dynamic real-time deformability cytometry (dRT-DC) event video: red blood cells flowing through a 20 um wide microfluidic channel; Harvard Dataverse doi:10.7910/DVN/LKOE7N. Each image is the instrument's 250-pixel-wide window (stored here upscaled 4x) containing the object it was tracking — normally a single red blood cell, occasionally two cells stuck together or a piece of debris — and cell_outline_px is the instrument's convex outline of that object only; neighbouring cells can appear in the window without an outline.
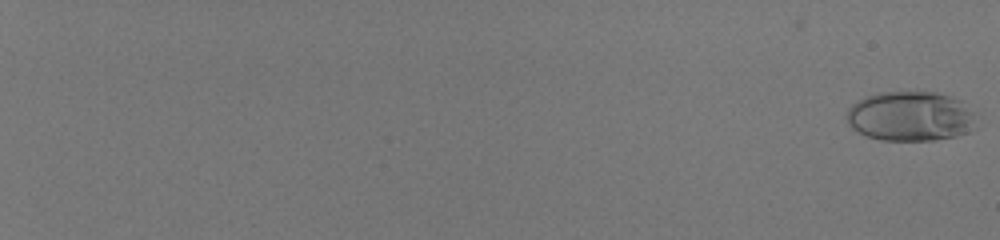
{"species": "human", "species_latin": "Homo sapiens", "temperature_condition": "room temperature", "stored_images_in_passage": 58, "camera_frame_rate_fps": 3000, "um_per_image_px": 0.085, "donor": {"sex": "male"}, "frame": {"image": 1, "passage_image": 1, "time_ms": 0.0, "image_size_px": [1000, 240], "cell_outline_px": [[976, 128], [968, 132], [956, 136], [936, 140], [880, 140], [856, 132], [848, 124], [848, 108], [852, 104], [864, 96], [880, 92], [936, 92], [952, 96], [960, 100], [972, 112]], "centroid_in_image_um": [77.38, 9.88], "position_along_channel_um": 7.6, "area_um2": 37.69}}
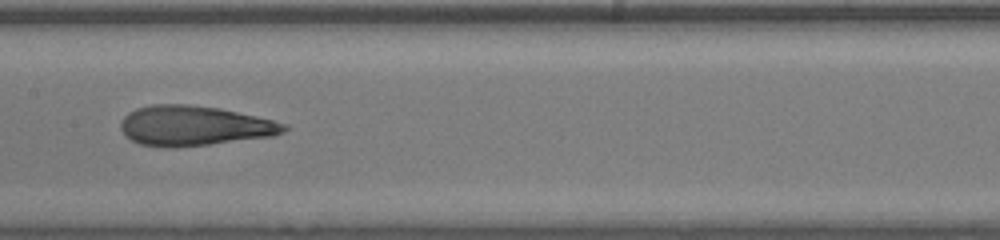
{"frame": {"image": 2, "passage_image": 37, "time_ms": 12.0, "image_size_px": [1000, 240], "cell_outline_px": [[288, 128], [284, 132], [276, 136], [176, 148], [168, 148], [140, 144], [124, 136], [120, 128], [120, 120], [128, 112], [136, 108], [152, 104], [188, 104], [220, 108], [256, 116], [288, 124]], "centroid_in_image_um": [16.49, 10.69], "position_along_channel_um": 190.9, "area_um2": 38.44}}
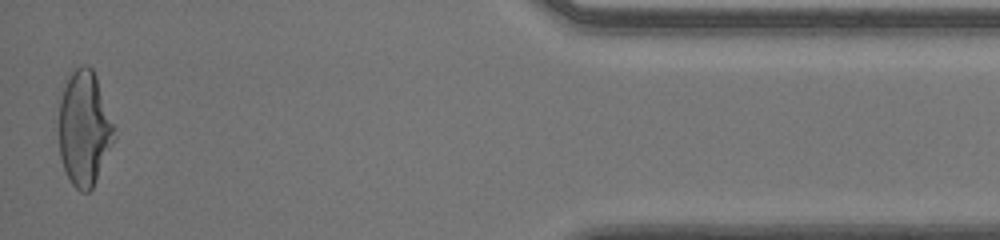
{"frame": {"image": 3, "passage_image": 58, "time_ms": 19.0, "image_size_px": [1000, 240], "cell_outline_px": [[116, 136], [92, 188], [88, 192], [80, 192], [72, 184], [64, 168], [60, 156], [60, 100], [64, 88], [72, 72], [80, 64], [88, 64], [92, 68], [96, 76], [116, 128]], "centroid_in_image_um": [7.19, 10.9], "position_along_channel_um": 428.0, "area_um2": 36.7}, "authors_computed_cell_mechanics": {"area_um2": 37.57, "velocity_mm_per_s": 4.0858, "shape_relaxation_time_tau1_ms": 6.7836, "shape_relaxation_time_tau2_ms": 1.1645, "deformation_change_tau1": 0.2614, "deformation_change_tau2": 0.0996}}